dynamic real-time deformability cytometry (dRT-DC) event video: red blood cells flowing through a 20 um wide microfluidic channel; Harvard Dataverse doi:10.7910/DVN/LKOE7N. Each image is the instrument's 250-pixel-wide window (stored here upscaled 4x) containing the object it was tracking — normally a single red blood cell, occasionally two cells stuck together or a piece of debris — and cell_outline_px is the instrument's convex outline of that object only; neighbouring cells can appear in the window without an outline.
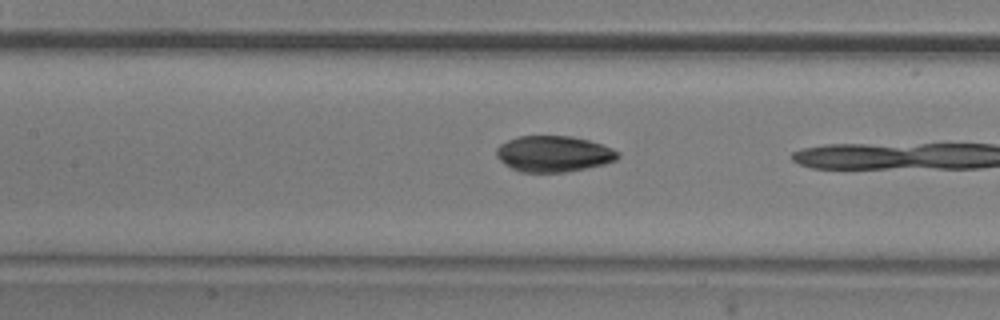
{"species": "common noctule bat (a hibernating species)", "species_latin": "Nyctalus noctula", "temperature_condition": "room temperature", "stored_images_in_passage": 16, "camera_frame_rate_fps": 3000, "um_per_image_px": 0.085, "animal": {"sex": "male", "body_mass_g": 20.5, "forearm_length_mm": 52.5}, "frame": {"image": 1, "passage_image": 7, "time_ms": 2.0, "image_size_px": [1000, 320], "cell_outline_px": [[620, 156], [616, 160], [604, 164], [564, 172], [520, 172], [504, 164], [496, 156], [496, 148], [500, 144], [516, 136], [572, 136], [588, 140], [612, 148], [620, 152]], "centroid_in_image_um": [47.04, 13.07], "position_along_channel_um": 160.4, "area_um2": 25.49}}
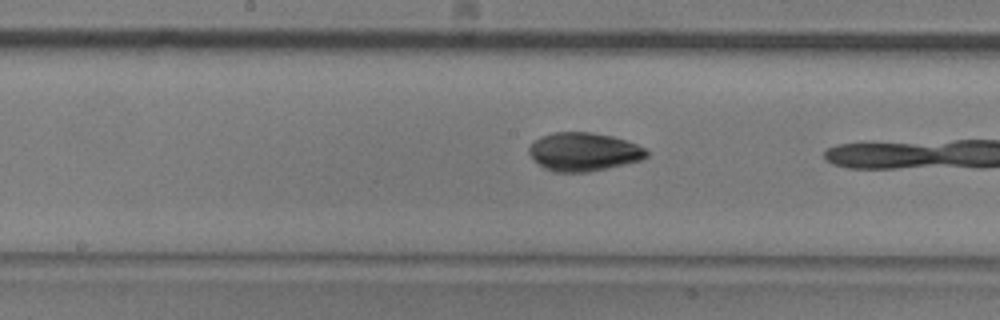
{"frame": {"image": 2, "passage_image": 10, "time_ms": 3.0, "image_size_px": [1000, 320], "cell_outline_px": [[648, 156], [640, 160], [608, 168], [588, 172], [552, 172], [544, 168], [528, 152], [528, 148], [540, 136], [552, 132], [592, 132], [612, 136], [628, 140], [644, 148], [648, 152]], "centroid_in_image_um": [49.62, 12.9], "position_along_channel_um": 198.6, "area_um2": 26.3}}